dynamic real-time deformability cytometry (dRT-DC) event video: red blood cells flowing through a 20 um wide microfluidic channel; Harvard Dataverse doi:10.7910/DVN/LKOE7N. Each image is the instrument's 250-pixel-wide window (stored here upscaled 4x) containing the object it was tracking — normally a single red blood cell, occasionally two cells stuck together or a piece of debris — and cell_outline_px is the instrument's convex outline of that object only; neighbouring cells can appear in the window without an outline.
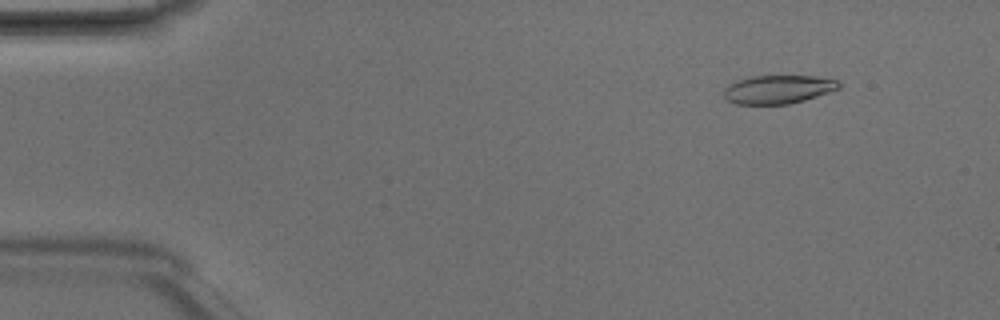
{"species": "Egyptian fruit bat (a non-hibernating species)", "species_latin": "Rousettus aegyptiacus", "temperature_condition": "room temperature", "stored_images_in_passage": 4, "camera_frame_rate_fps": 3000, "um_per_image_px": 0.085, "animal": {"sex": "male"}, "frame": {"image": 1, "passage_image": 2, "time_ms": 0.333, "image_size_px": [1000, 320], "cell_outline_px": [[840, 88], [804, 100], [788, 104], [736, 104], [728, 100], [724, 96], [724, 88], [728, 84], [736, 80], [752, 76], [816, 76], [836, 80], [840, 84]], "centroid_in_image_um": [66.1, 7.59], "position_along_channel_um": 18.9, "area_um2": 19.02}}
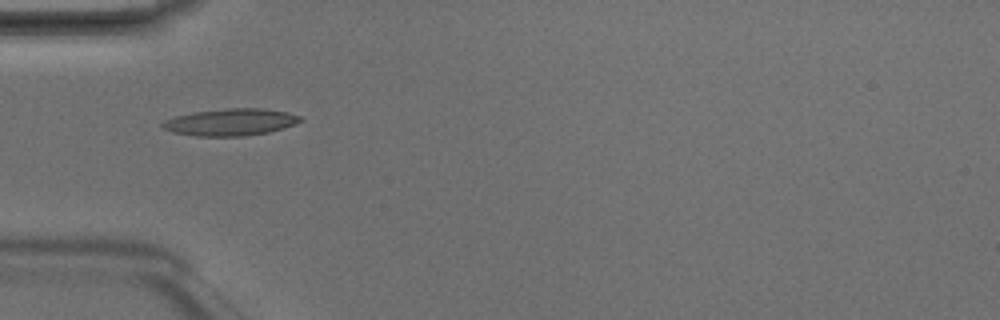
{"frame": {"image": 2, "passage_image": 4, "time_ms": 1.0, "image_size_px": [1000, 320], "cell_outline_px": [[304, 120], [296, 124], [268, 132], [244, 136], [196, 136], [172, 132], [164, 128], [160, 124], [164, 120], [176, 116], [192, 112], [224, 108], [260, 108], [288, 112], [300, 116]], "centroid_in_image_um": [19.6, 10.37], "position_along_channel_um": 65.4, "area_um2": 21.73}}